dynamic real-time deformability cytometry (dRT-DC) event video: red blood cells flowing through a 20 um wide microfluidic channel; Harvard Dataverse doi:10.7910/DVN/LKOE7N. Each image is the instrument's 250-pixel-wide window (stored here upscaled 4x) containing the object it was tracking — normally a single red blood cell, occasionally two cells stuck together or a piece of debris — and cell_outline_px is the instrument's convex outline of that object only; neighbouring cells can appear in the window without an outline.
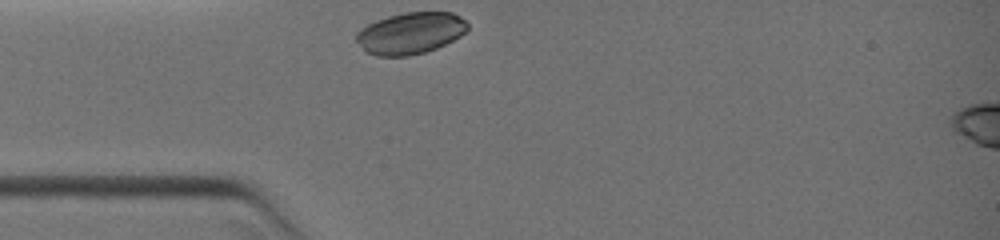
{"species": "common noctule bat (a hibernating species)", "species_latin": "Nyctalus noctula", "temperature_condition": "warm", "stored_images_in_passage": 1, "camera_frame_rate_fps": 3000, "um_per_image_px": 0.085, "animal": {"sex": "female", "body_mass_g": 19.0, "forearm_length_mm": 51.5}, "frame": {"image": 1, "passage_image": 1, "time_ms": 0.0, "image_size_px": [1000, 240], "cell_outline_px": [[468, 28], [460, 36], [436, 48], [424, 52], [408, 56], [376, 56], [364, 52], [356, 40], [356, 32], [368, 24], [376, 20], [388, 16], [404, 12], [452, 12], [460, 16], [468, 24]], "centroid_in_image_um": [34.85, 2.82], "position_along_channel_um": 50.1, "area_um2": 26.99}}